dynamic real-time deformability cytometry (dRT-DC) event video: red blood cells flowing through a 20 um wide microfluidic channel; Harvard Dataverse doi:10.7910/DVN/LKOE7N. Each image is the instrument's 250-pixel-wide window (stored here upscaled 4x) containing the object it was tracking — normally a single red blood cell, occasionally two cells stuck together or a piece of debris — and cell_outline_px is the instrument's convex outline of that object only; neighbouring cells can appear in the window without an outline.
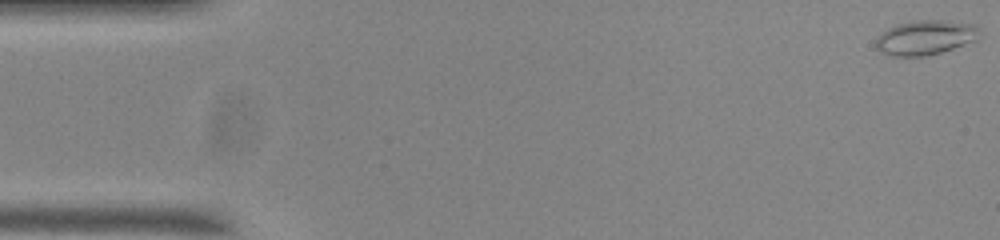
{"species": "common noctule bat (a hibernating species)", "species_latin": "Nyctalus noctula", "temperature_condition": "room temperature", "stored_images_in_passage": 8, "camera_frame_rate_fps": 3000, "um_per_image_px": 0.085, "animal": {"sex": "male", "body_mass_g": 20.0, "forearm_length_mm": 53.3}, "frame": {"image": 1, "passage_image": 1, "time_ms": 0.0, "image_size_px": [1000, 240], "cell_outline_px": [[980, 32], [976, 40], [940, 52], [924, 56], [888, 56], [880, 52], [876, 48], [876, 40], [880, 32], [896, 24], [912, 20], [944, 20], [976, 24], [980, 28]], "centroid_in_image_um": [78.63, 3.17], "position_along_channel_um": 6.4, "area_um2": 21.1}}